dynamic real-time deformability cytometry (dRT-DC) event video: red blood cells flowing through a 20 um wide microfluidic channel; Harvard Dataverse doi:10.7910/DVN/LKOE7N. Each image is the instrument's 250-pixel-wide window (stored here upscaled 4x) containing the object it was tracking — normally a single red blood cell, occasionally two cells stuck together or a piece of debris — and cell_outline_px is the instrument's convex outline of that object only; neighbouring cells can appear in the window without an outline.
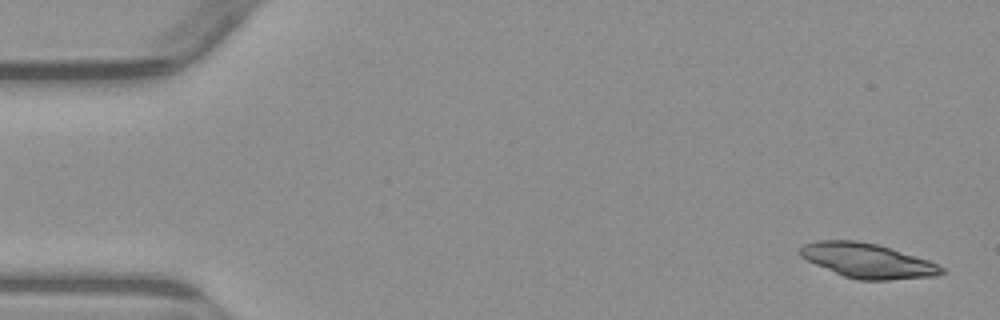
{"species": "common noctule bat (a hibernating species)", "species_latin": "Nyctalus noctula", "temperature_condition": "warm", "stored_images_in_passage": 9, "camera_frame_rate_fps": 3000, "um_per_image_px": 0.085, "animal": {"sex": "male", "body_mass_g": 23.1, "forearm_length_mm": 52.7}, "frame": {"image": 1, "passage_image": 1, "time_ms": 0.0, "image_size_px": [1000, 320], "cell_outline_px": [[948, 272], [932, 276], [888, 280], [860, 280], [844, 276], [816, 264], [800, 256], [800, 248], [804, 244], [816, 240], [856, 240], [876, 244], [928, 260], [944, 268]], "centroid_in_image_um": [73.74, 22.15], "position_along_channel_um": 11.3, "area_um2": 28.09}}
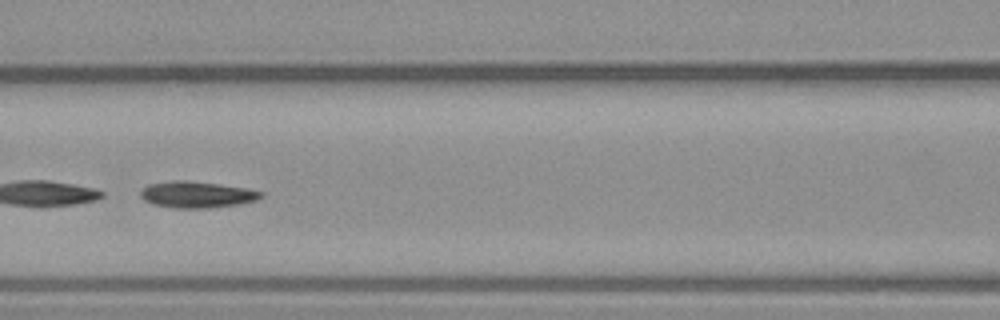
{"frame": {"image": 2, "passage_image": 7, "time_ms": 7.0, "image_size_px": [1000, 320], "cell_outline_px": [[264, 196], [256, 200], [240, 204], [208, 208], [176, 208], [152, 204], [144, 200], [140, 196], [140, 188], [148, 184], [172, 180], [188, 180], [220, 184], [248, 188], [264, 192]], "centroid_in_image_um": [16.72, 16.53], "position_along_channel_um": 149.9, "area_um2": 18.84}}
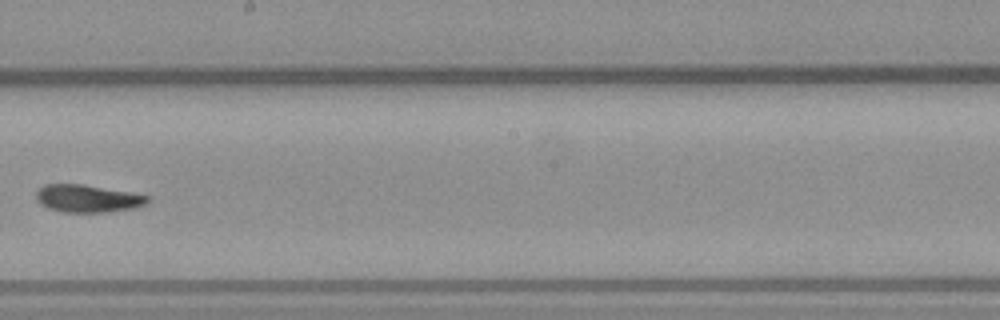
{"frame": {"image": 3, "passage_image": 9, "time_ms": 9.333, "image_size_px": [1000, 320], "cell_outline_px": [[152, 200], [136, 208], [108, 212], [60, 212], [48, 208], [40, 204], [36, 200], [36, 192], [44, 184], [84, 184], [132, 192], [152, 196]], "centroid_in_image_um": [7.49, 16.87], "position_along_channel_um": 240.7, "area_um2": 18.26}}